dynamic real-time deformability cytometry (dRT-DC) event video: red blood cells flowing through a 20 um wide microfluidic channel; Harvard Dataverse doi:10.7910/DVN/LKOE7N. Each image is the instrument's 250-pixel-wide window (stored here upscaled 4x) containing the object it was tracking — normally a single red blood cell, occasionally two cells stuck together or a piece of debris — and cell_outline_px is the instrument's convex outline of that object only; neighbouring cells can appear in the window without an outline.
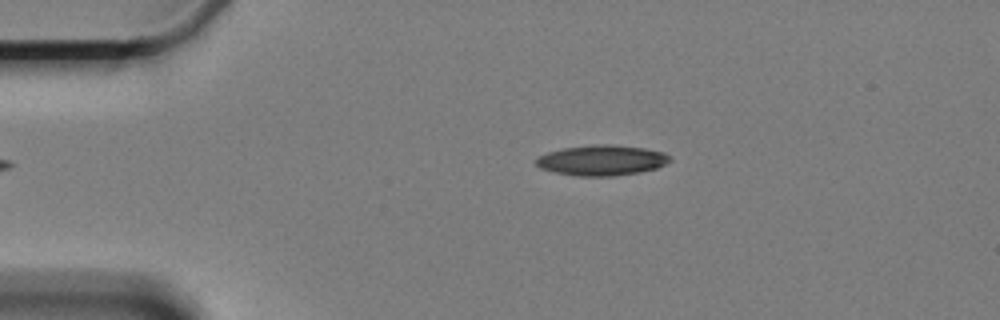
{"species": "Egyptian fruit bat (a non-hibernating species)", "species_latin": "Rousettus aegyptiacus", "temperature_condition": "cold", "stored_images_in_passage": 42, "camera_frame_rate_fps": 3000, "um_per_image_px": 0.085, "animal": {"sex": "female"}, "frame": {"image": 1, "passage_image": 2, "time_ms": 0.333, "image_size_px": [1000, 320], "cell_outline_px": [[672, 160], [656, 168], [640, 172], [616, 176], [576, 176], [556, 172], [540, 168], [536, 164], [536, 160], [540, 156], [548, 152], [564, 148], [596, 144], [608, 144], [644, 148], [664, 152], [672, 156]], "centroid_in_image_um": [51.19, 13.62], "position_along_channel_um": 33.8, "area_um2": 23.64}}
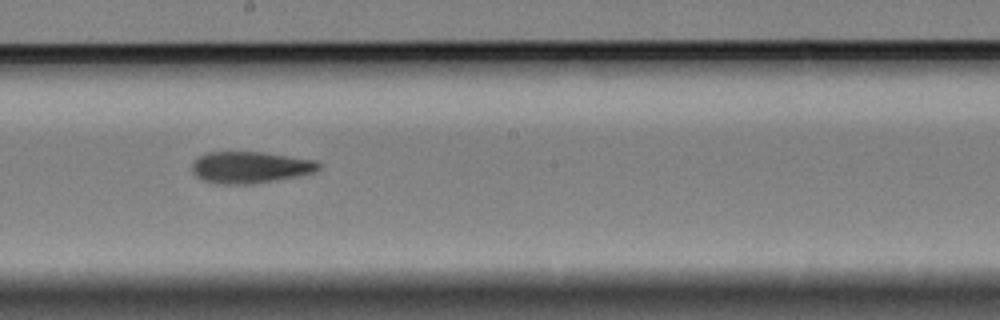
{"frame": {"image": 2, "passage_image": 23, "time_ms": 7.333, "image_size_px": [1000, 320], "cell_outline_px": [[320, 168], [316, 172], [296, 176], [248, 184], [224, 184], [204, 180], [196, 176], [192, 172], [192, 164], [200, 156], [208, 152], [264, 152], [316, 160], [320, 164]], "centroid_in_image_um": [21.29, 14.21], "position_along_channel_um": 226.9, "area_um2": 23.06}}
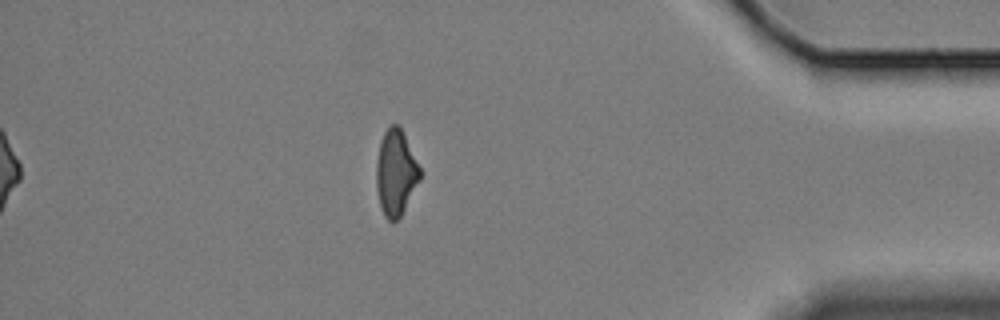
{"frame": {"image": 3, "passage_image": 42, "time_ms": 13.667, "image_size_px": [1000, 320], "cell_outline_px": [[420, 180], [400, 216], [392, 224], [384, 216], [380, 208], [376, 188], [376, 160], [380, 140], [384, 132], [392, 124], [400, 124], [420, 168]], "centroid_in_image_um": [33.62, 14.67], "position_along_channel_um": 401.6, "area_um2": 21.96}, "authors_computed_cell_mechanics": {"area_um2": 23.6691, "velocity_mm_per_s": 3.3414, "shape_relaxation_time_tau1_ms": 9.034, "shape_relaxation_time_tau2_ms": 5.6357, "deformation_change_tau1": 0.193, "deformation_change_tau2": 0.1559}}